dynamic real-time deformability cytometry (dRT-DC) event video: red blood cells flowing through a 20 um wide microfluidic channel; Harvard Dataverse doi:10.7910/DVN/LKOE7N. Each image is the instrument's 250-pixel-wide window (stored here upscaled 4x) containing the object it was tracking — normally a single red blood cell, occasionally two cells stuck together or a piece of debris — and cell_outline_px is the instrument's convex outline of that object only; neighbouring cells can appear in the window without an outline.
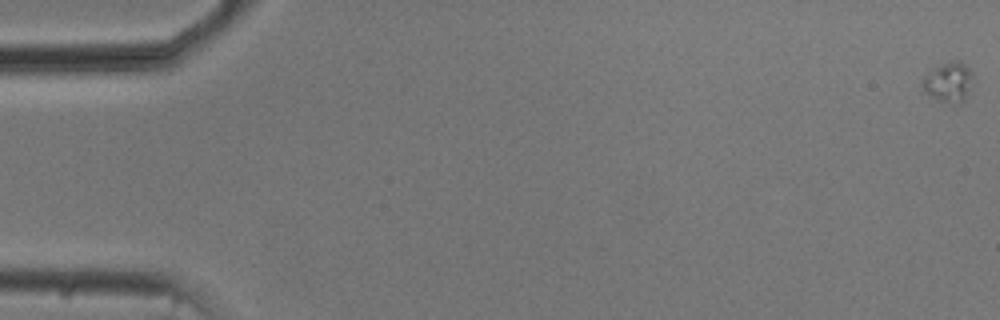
{"species": "common noctule bat (a hibernating species)", "species_latin": "Nyctalus noctula", "temperature_condition": "cold", "stored_images_in_passage": 17, "camera_frame_rate_fps": 3000, "um_per_image_px": 0.085, "animal": {"sex": "male", "body_mass_g": 20.5, "forearm_length_mm": 52.5}, "frame": {"image": 1, "passage_image": 1, "time_ms": 0.0, "image_size_px": [1000, 320], "cell_outline_px": [[972, 76], [964, 100], [960, 104], [956, 104], [936, 100], [924, 92], [924, 76], [928, 72], [940, 64], [952, 60], [960, 60], [972, 72]], "centroid_in_image_um": [80.61, 6.97], "position_along_channel_um": 4.4, "area_um2": 11.5}}